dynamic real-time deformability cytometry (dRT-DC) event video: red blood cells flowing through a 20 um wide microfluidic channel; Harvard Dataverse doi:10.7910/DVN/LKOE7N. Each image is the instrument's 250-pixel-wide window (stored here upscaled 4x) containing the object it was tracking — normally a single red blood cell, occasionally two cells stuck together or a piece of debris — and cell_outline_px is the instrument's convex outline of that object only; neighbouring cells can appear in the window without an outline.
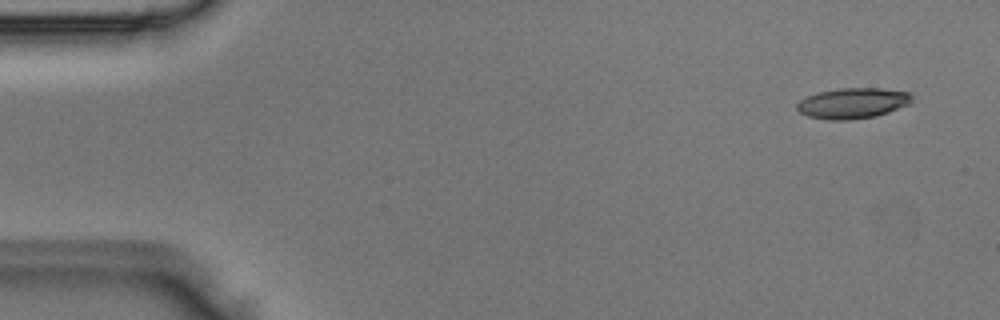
{"species": "Egyptian fruit bat (a non-hibernating species)", "species_latin": "Rousettus aegyptiacus", "temperature_condition": "room temperature", "stored_images_in_passage": 5, "camera_frame_rate_fps": 3000, "um_per_image_px": 0.085, "animal": {"sex": "male"}, "frame": {"image": 1, "passage_image": 1, "time_ms": 0.0, "image_size_px": [1000, 320], "cell_outline_px": [[912, 100], [908, 104], [888, 112], [876, 116], [848, 120], [828, 120], [808, 116], [800, 112], [796, 108], [796, 104], [800, 100], [816, 92], [836, 88], [880, 88], [908, 92], [912, 96]], "centroid_in_image_um": [72.45, 8.76], "position_along_channel_um": 12.6, "area_um2": 20.52}}
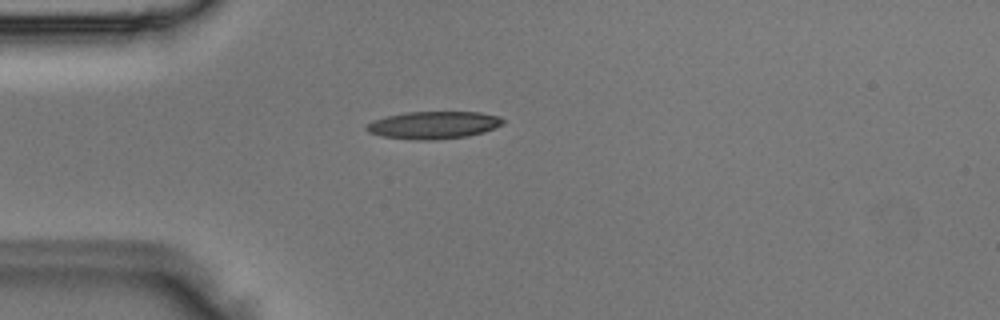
{"frame": {"image": 2, "passage_image": 3, "time_ms": 0.667, "image_size_px": [1000, 320], "cell_outline_px": [[504, 124], [484, 132], [468, 136], [432, 140], [424, 140], [384, 136], [368, 132], [364, 128], [372, 120], [388, 116], [408, 112], [480, 112], [500, 116], [504, 120]], "centroid_in_image_um": [36.89, 10.62], "position_along_channel_um": 48.1, "area_um2": 21.68}}
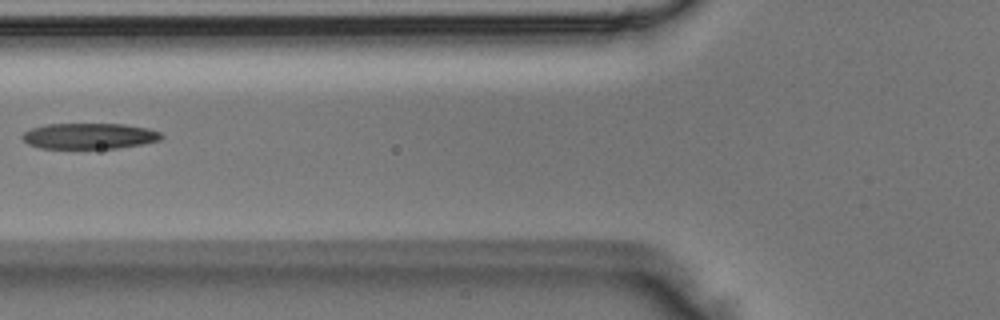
{"frame": {"image": 3, "passage_image": 5, "time_ms": 1.333, "image_size_px": [1000, 320], "cell_outline_px": [[164, 136], [160, 140], [144, 144], [116, 148], [40, 148], [28, 144], [20, 136], [24, 132], [32, 128], [44, 124], [124, 124], [148, 128], [160, 132]], "centroid_in_image_um": [7.6, 11.56], "position_along_channel_um": 118.2, "area_um2": 20.98}}